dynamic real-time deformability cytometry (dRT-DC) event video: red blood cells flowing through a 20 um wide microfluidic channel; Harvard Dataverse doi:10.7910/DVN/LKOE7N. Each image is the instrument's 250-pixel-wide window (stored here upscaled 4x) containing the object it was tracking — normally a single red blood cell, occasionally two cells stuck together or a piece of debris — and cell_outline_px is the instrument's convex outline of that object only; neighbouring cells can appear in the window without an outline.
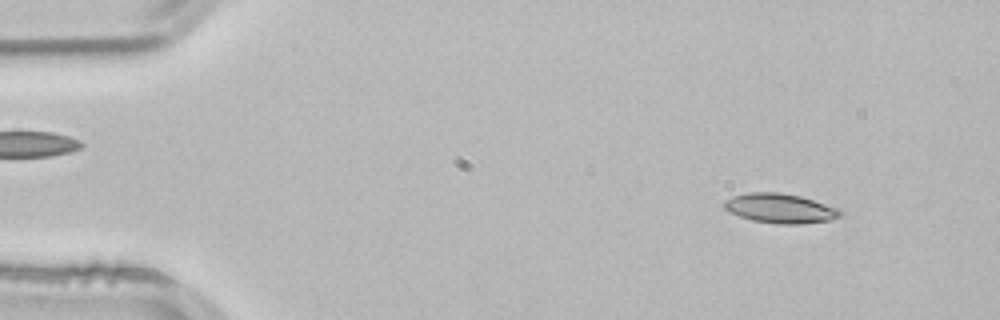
{"species": "common noctule bat (a hibernating species)", "species_latin": "Nyctalus noctula", "temperature_condition": "room temperature", "stored_images_in_passage": 2, "camera_frame_rate_fps": 3000, "um_per_image_px": 0.085, "animal": {"sex": "male", "body_mass_g": 21.5, "forearm_length_mm": 52.0}, "frame": {"image": 1, "passage_image": 1, "time_ms": 0.0, "image_size_px": [1000, 320], "cell_outline_px": [[844, 212], [840, 216], [832, 220], [800, 224], [776, 224], [752, 220], [728, 212], [724, 208], [724, 200], [732, 196], [748, 192], [780, 192], [800, 196], [840, 208]], "centroid_in_image_um": [66.33, 17.71], "position_along_channel_um": 18.7, "area_um2": 20.23}}